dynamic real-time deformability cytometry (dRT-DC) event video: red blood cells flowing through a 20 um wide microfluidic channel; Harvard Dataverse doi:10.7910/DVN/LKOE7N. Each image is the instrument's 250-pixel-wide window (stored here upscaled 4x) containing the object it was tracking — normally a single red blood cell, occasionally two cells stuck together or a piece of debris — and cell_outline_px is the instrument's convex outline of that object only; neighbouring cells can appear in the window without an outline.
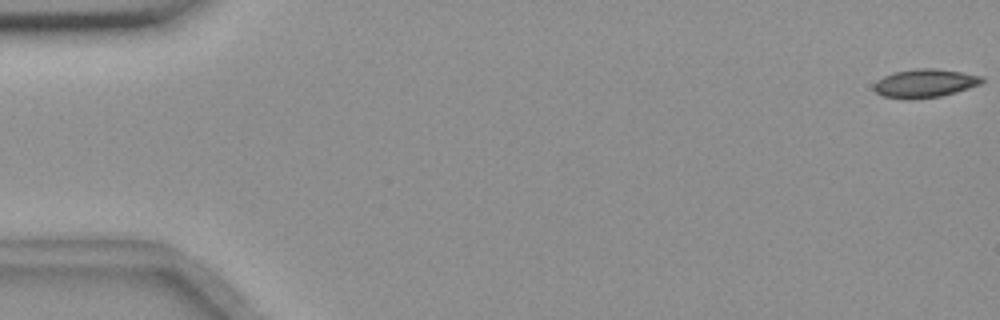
{"species": "common noctule bat (a hibernating species)", "species_latin": "Nyctalus noctula", "temperature_condition": "room temperature", "stored_images_in_passage": 56, "camera_frame_rate_fps": 3000, "um_per_image_px": 0.085, "animal": {"sex": "female", "body_mass_g": 18.4}, "frame": {"image": 1, "passage_image": 1, "time_ms": 0.0, "image_size_px": [1000, 320], "cell_outline_px": [[984, 80], [980, 84], [956, 92], [940, 96], [912, 100], [904, 100], [884, 96], [876, 92], [872, 88], [876, 80], [884, 76], [896, 72], [920, 68], [932, 68], [960, 72], [984, 76]], "centroid_in_image_um": [78.59, 7.09], "position_along_channel_um": 6.4, "area_um2": 17.92}}
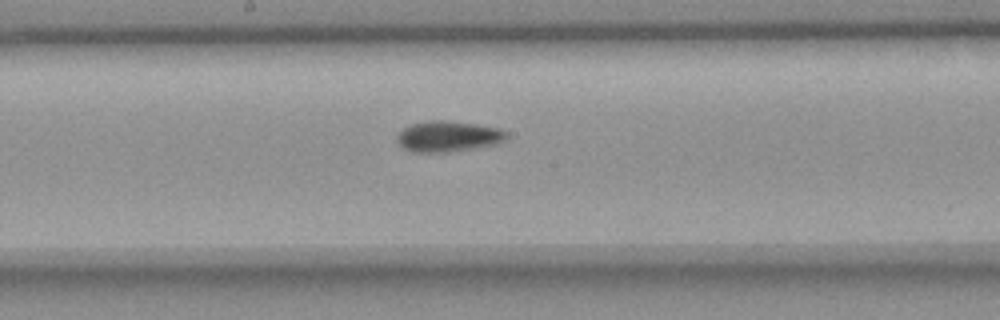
{"frame": {"image": 2, "passage_image": 30, "time_ms": 9.667, "image_size_px": [1000, 320], "cell_outline_px": [[508, 136], [504, 140], [496, 144], [448, 152], [412, 152], [404, 148], [396, 140], [396, 136], [404, 128], [412, 124], [432, 120], [448, 120], [476, 124], [500, 128], [508, 132]], "centroid_in_image_um": [38.11, 11.58], "position_along_channel_um": 210.1, "area_um2": 19.59}}
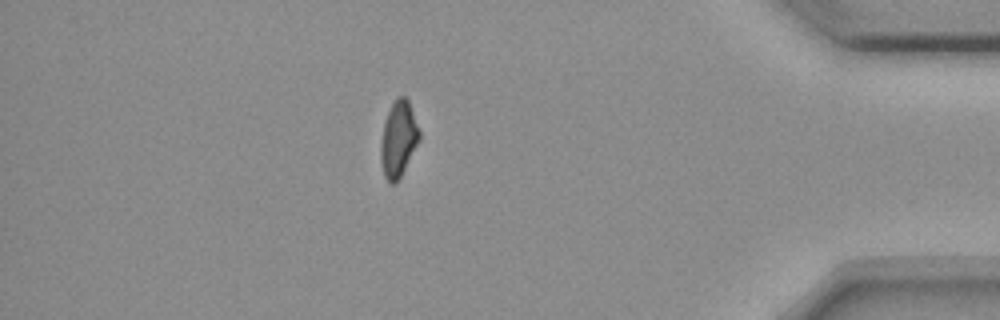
{"frame": {"image": 3, "passage_image": 49, "time_ms": 16.0, "image_size_px": [1000, 320], "cell_outline_px": [[420, 140], [396, 184], [392, 184], [384, 176], [380, 160], [380, 144], [384, 124], [388, 112], [396, 96], [404, 96], [408, 100], [420, 132]], "centroid_in_image_um": [33.86, 11.83], "position_along_channel_um": 401.3, "area_um2": 16.94}, "authors_computed_cell_mechanics": {"area_um2": 17.9758, "velocity_mm_per_s": 3.6643, "shape_relaxation_time_tau1_ms": 4.8719, "shape_relaxation_time_tau2_ms": null, "deformation_change_tau1": 0.116, "deformation_change_tau2": null}}